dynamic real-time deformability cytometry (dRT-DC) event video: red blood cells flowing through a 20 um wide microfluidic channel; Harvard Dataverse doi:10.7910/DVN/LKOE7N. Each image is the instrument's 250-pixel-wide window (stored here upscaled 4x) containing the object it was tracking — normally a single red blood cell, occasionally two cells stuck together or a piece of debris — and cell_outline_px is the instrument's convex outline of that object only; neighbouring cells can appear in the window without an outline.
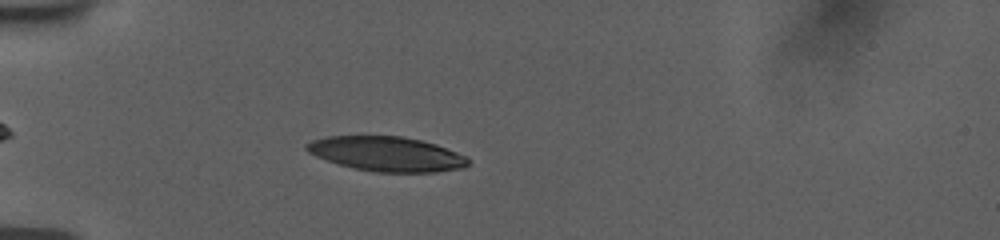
{"species": "human", "species_latin": "Homo sapiens", "temperature_condition": "room temperature", "stored_images_in_passage": 39, "camera_frame_rate_fps": 3000, "um_per_image_px": 0.085, "donor": {"sex": "female"}, "frame": {"image": 1, "passage_image": 1, "time_ms": 0.0, "image_size_px": [1000, 240], "cell_outline_px": [[472, 160], [464, 168], [436, 172], [372, 172], [352, 168], [316, 156], [308, 152], [304, 148], [304, 144], [312, 140], [324, 136], [404, 136], [436, 144], [468, 156]], "centroid_in_image_um": [32.89, 13.08], "position_along_channel_um": 52.1, "area_um2": 32.95}}
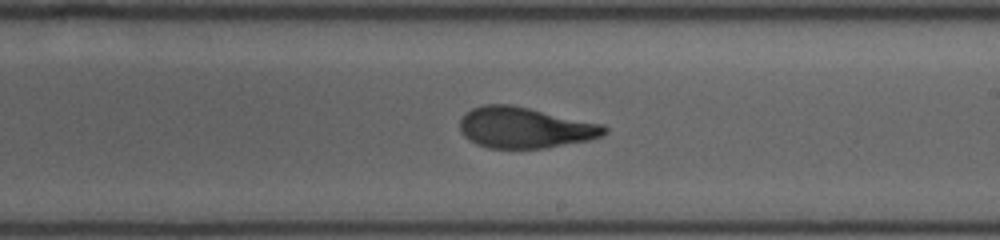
{"frame": {"image": 2, "passage_image": 18, "time_ms": 5.667, "image_size_px": [1000, 240], "cell_outline_px": [[608, 132], [600, 136], [588, 140], [544, 148], [488, 148], [476, 144], [464, 136], [460, 132], [460, 120], [472, 108], [484, 104], [512, 104], [604, 124], [608, 128]], "centroid_in_image_um": [44.62, 10.84], "position_along_channel_um": 244.4, "area_um2": 34.51}}
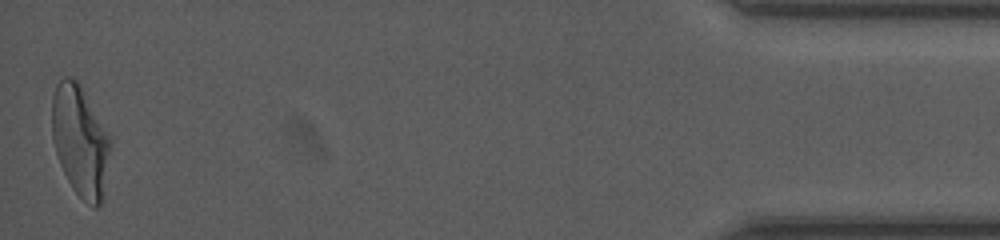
{"frame": {"image": 3, "passage_image": 39, "time_ms": 12.667, "image_size_px": [1000, 240], "cell_outline_px": [[112, 136], [100, 204], [96, 208], [92, 208], [72, 188], [60, 164], [52, 140], [52, 96], [56, 84], [64, 76], [72, 76], [80, 84]], "centroid_in_image_um": [6.8, 11.9], "position_along_channel_um": 428.4, "area_um2": 37.69}, "authors_computed_cell_mechanics": {"area_um2": 34.969, "velocity_mm_per_s": 3.763, "shape_relaxation_time_tau1_ms": 9.2672, "shape_relaxation_time_tau2_ms": 1.4308, "deformation_change_tau1": 0.2934, "deformation_change_tau2": 0.0969}}